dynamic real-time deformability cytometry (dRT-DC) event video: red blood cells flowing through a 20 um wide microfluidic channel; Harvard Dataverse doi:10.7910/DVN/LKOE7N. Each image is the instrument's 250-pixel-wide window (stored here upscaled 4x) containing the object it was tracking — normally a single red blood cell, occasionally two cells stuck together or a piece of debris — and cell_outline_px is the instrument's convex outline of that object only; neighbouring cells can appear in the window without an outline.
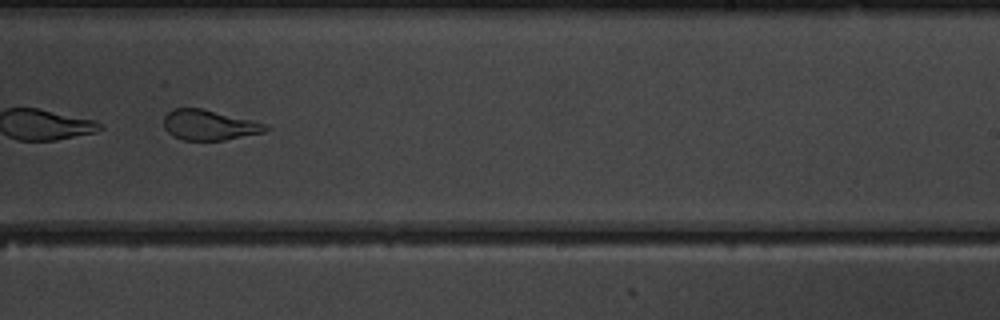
{"species": "common noctule bat (a hibernating species)", "species_latin": "Nyctalus noctula", "temperature_condition": "warm", "stored_images_in_passage": 44, "camera_frame_rate_fps": 3000, "um_per_image_px": 0.085, "animal": {"sex": "male", "body_mass_g": 19.5, "forearm_length_mm": 54.6}, "frame": {"image": 1, "passage_image": 26, "time_ms": 8.333, "image_size_px": [1000, 320], "cell_outline_px": [[272, 128], [264, 132], [224, 140], [184, 140], [172, 136], [164, 128], [164, 116], [168, 112], [176, 108], [204, 108], [268, 124]], "centroid_in_image_um": [17.8, 10.62], "position_along_channel_um": 271.2, "area_um2": 18.09}, "authors_computed_cell_mechanics": {"area_um2": 20.9814, "velocity_mm_per_s": 3.8423, "shape_relaxation_time_tau1_ms": 1.7831, "shape_relaxation_time_tau2_ms": 1.4202, "deformation_change_tau1": 0.3117, "deformation_change_tau2": 0.1065}}